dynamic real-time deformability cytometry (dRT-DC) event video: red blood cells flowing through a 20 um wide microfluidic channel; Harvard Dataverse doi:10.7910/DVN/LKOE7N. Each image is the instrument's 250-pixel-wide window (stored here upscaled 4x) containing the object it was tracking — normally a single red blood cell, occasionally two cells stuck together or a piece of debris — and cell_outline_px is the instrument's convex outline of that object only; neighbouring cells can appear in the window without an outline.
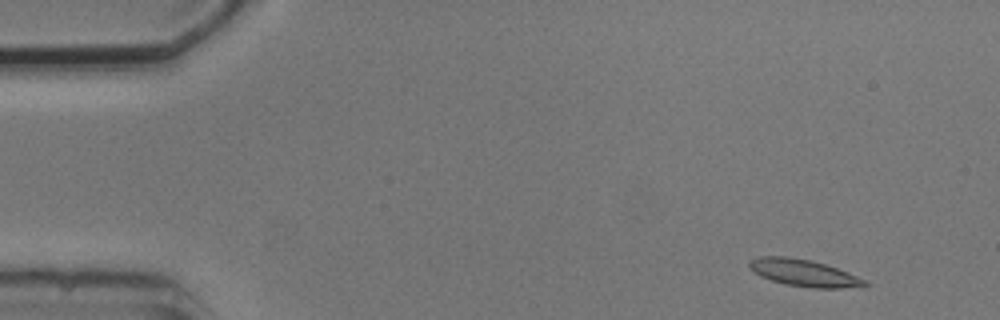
{"species": "common noctule bat (a hibernating species)", "species_latin": "Nyctalus noctula", "temperature_condition": "cold", "stored_images_in_passage": 4, "camera_frame_rate_fps": 3000, "um_per_image_px": 0.085, "animal": {"sex": "male", "body_mass_g": 20.5, "forearm_length_mm": 52.5}, "frame": {"image": 1, "passage_image": 1, "time_ms": 0.0, "image_size_px": [1000, 320], "cell_outline_px": [[872, 284], [864, 288], [812, 288], [784, 284], [760, 276], [748, 264], [752, 260], [760, 256], [788, 256], [808, 260], [824, 264], [848, 272], [868, 280]], "centroid_in_image_um": [68.46, 23.22], "position_along_channel_um": 16.5, "area_um2": 18.21}}
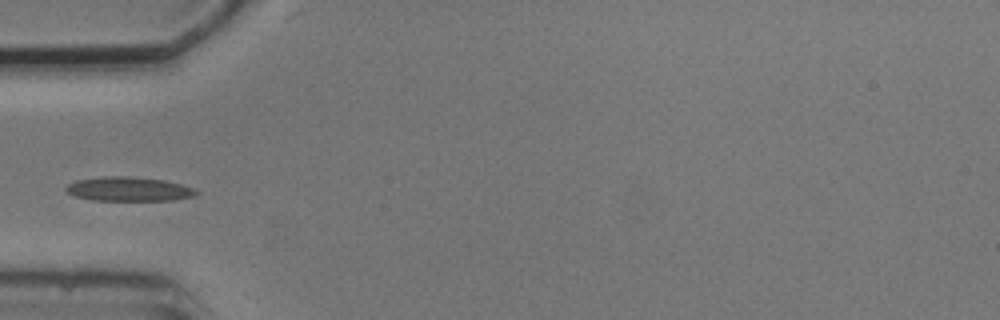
{"frame": {"image": 2, "passage_image": 4, "time_ms": 4.333, "image_size_px": [1000, 320], "cell_outline_px": [[200, 192], [196, 196], [172, 200], [92, 200], [72, 196], [64, 188], [68, 184], [76, 180], [108, 176], [128, 176], [164, 180], [180, 184], [192, 188]], "centroid_in_image_um": [10.93, 16.07], "position_along_channel_um": 74.1, "area_um2": 18.32}}